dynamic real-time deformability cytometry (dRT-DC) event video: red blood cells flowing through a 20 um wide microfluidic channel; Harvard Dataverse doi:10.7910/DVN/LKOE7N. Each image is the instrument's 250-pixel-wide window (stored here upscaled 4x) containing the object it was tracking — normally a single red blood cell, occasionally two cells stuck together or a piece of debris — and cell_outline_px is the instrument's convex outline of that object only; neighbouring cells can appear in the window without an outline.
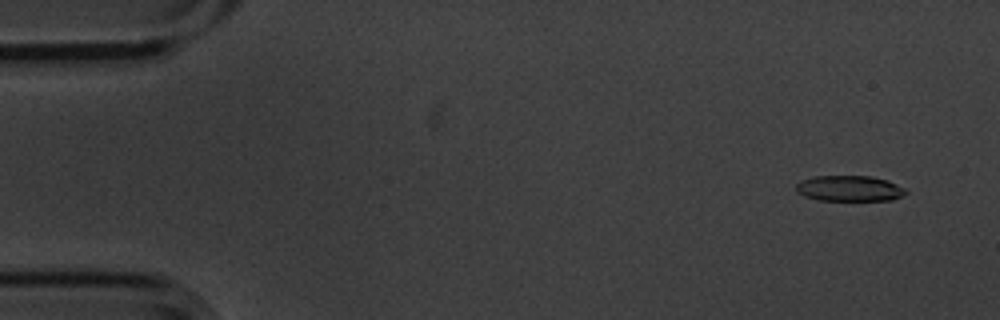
{"species": "common noctule bat (a hibernating species)", "species_latin": "Nyctalus noctula", "temperature_condition": "cold", "stored_images_in_passage": 9, "camera_frame_rate_fps": 3000, "um_per_image_px": 0.085, "animal": {"sex": "male", "body_mass_g": 20.1, "forearm_length_mm": 53.5}, "frame": {"image": 1, "passage_image": 1, "time_ms": 0.0, "image_size_px": [1000, 320], "cell_outline_px": [[908, 192], [904, 196], [892, 200], [820, 200], [804, 196], [796, 192], [796, 184], [800, 180], [816, 176], [872, 176], [888, 180], [904, 188]], "centroid_in_image_um": [72.21, 16.01], "position_along_channel_um": 12.8, "area_um2": 16.53}}
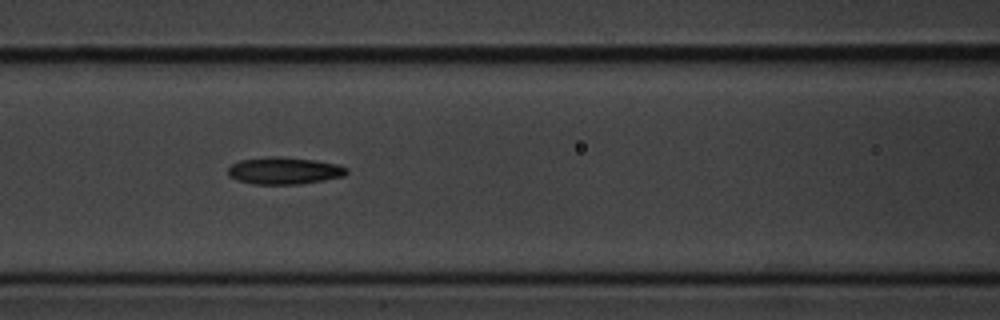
{"frame": {"image": 2, "passage_image": 7, "time_ms": 2.0, "image_size_px": [1000, 320], "cell_outline_px": [[348, 172], [344, 176], [324, 180], [300, 184], [252, 184], [236, 180], [228, 172], [228, 168], [232, 164], [240, 160], [272, 156], [280, 156], [316, 160], [340, 164], [348, 168]], "centroid_in_image_um": [24.2, 14.5], "position_along_channel_um": 142.4, "area_um2": 18.84}}
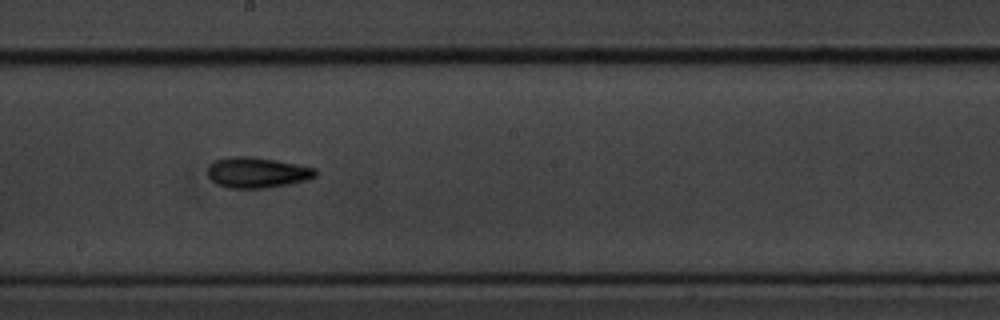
{"frame": {"image": 3, "passage_image": 9, "time_ms": 2.667, "image_size_px": [1000, 320], "cell_outline_px": [[320, 172], [316, 176], [304, 180], [288, 184], [264, 188], [228, 188], [216, 184], [208, 176], [208, 164], [216, 160], [232, 156], [252, 156], [276, 160], [316, 168]], "centroid_in_image_um": [21.84, 14.66], "position_along_channel_um": 226.4, "area_um2": 19.31}}